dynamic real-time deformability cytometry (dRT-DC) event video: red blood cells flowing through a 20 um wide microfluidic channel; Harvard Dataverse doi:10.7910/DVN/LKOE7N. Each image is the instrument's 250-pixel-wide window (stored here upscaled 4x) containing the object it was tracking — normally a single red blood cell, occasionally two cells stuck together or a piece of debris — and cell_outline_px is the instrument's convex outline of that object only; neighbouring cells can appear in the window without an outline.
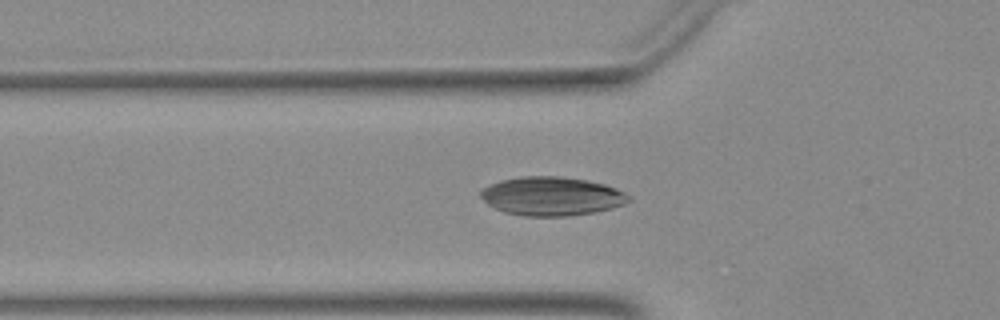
{"species": "Egyptian fruit bat (a non-hibernating species)", "species_latin": "Rousettus aegyptiacus", "temperature_condition": "warm", "stored_images_in_passage": 38, "camera_frame_rate_fps": 3000, "um_per_image_px": 0.085, "animal": {"sex": "female"}, "frame": {"image": 1, "passage_image": 5, "time_ms": 1.333, "image_size_px": [1000, 320], "cell_outline_px": [[632, 200], [624, 204], [612, 208], [596, 212], [568, 216], [524, 216], [504, 212], [488, 204], [480, 196], [480, 192], [484, 188], [500, 180], [520, 176], [556, 176], [588, 180], [604, 184], [616, 188], [632, 196]], "centroid_in_image_um": [46.93, 16.68], "position_along_channel_um": 78.9, "area_um2": 33.52}}
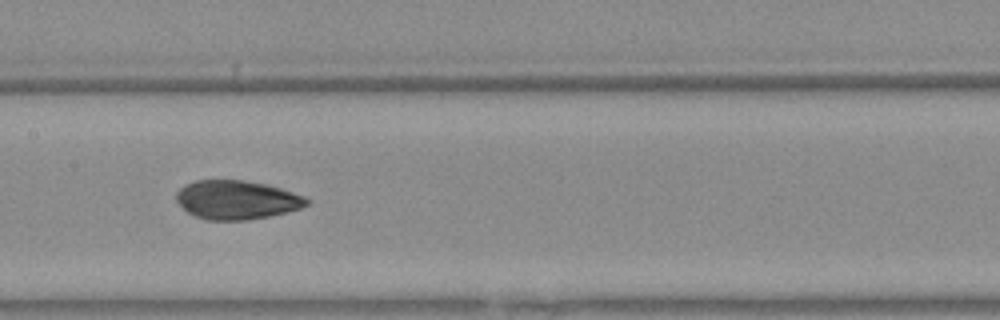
{"frame": {"image": 2, "passage_image": 13, "time_ms": 4.0, "image_size_px": [1000, 320], "cell_outline_px": [[308, 204], [300, 208], [288, 212], [248, 220], [208, 220], [196, 216], [188, 212], [176, 200], [176, 192], [184, 184], [196, 180], [244, 180], [268, 184], [304, 196], [308, 200]], "centroid_in_image_um": [20.11, 16.98], "position_along_channel_um": 187.3, "area_um2": 29.48}}
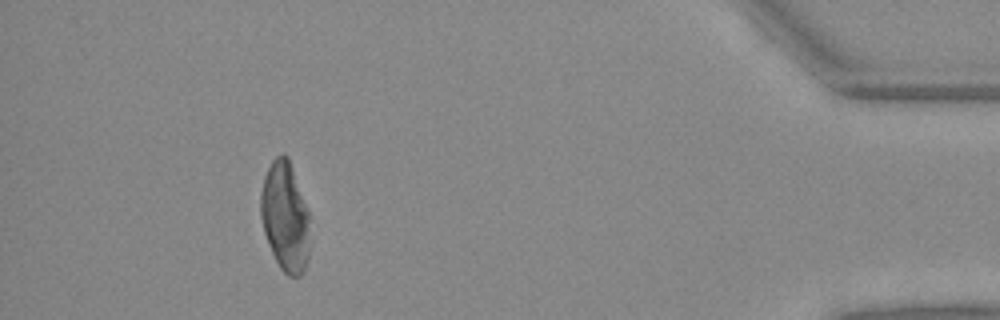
{"frame": {"image": 3, "passage_image": 34, "time_ms": 11.0, "image_size_px": [1000, 320], "cell_outline_px": [[308, 256], [304, 272], [300, 276], [288, 276], [280, 268], [268, 244], [264, 232], [260, 216], [260, 192], [264, 176], [272, 160], [280, 152], [284, 152], [288, 156], [308, 212]], "centroid_in_image_um": [24.2, 18.4], "position_along_channel_um": 411.0, "area_um2": 31.27}}